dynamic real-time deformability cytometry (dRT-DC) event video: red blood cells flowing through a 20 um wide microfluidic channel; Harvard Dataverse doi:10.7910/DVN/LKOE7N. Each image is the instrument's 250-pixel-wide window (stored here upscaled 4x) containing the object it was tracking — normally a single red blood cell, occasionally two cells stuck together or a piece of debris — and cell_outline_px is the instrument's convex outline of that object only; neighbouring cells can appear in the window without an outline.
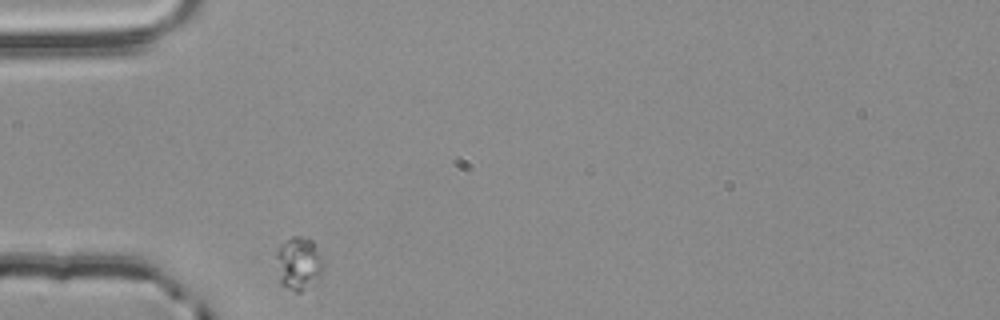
{"species": "common noctule bat (a hibernating species)", "species_latin": "Nyctalus noctula", "temperature_condition": "room temperature", "stored_images_in_passage": 1, "camera_frame_rate_fps": 3000, "um_per_image_px": 0.085, "animal": {"sex": "male", "body_mass_g": 20.4}, "frame": {"image": 1, "passage_image": 1, "time_ms": 0.0, "image_size_px": [1000, 320], "cell_outline_px": [[324, 260], [320, 276], [300, 292], [296, 292], [280, 284], [264, 260], [280, 244], [292, 236], [300, 236], [312, 240]], "centroid_in_image_um": [25.15, 22.36], "position_along_channel_um": 59.9, "area_um2": 16.07}}